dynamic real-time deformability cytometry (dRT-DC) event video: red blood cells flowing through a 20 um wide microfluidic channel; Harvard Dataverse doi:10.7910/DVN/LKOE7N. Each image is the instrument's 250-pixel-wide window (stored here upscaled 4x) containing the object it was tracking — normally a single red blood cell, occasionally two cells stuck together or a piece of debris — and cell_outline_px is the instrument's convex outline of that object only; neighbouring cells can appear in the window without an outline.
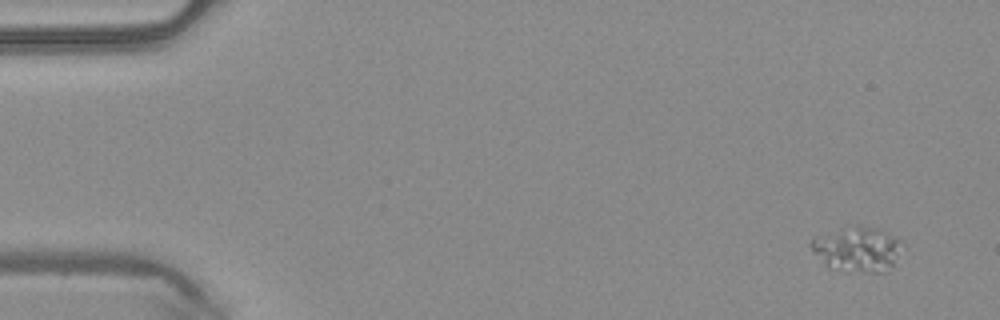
{"species": "common noctule bat (a hibernating species)", "species_latin": "Nyctalus noctula", "temperature_condition": "warm", "stored_images_in_passage": 4, "camera_frame_rate_fps": 3000, "um_per_image_px": 0.085, "animal": {"sex": "male", "body_mass_g": 20.4}, "frame": {"image": 1, "passage_image": 1, "time_ms": 0.0, "image_size_px": [1000, 320], "cell_outline_px": [[904, 244], [892, 264], [884, 272], [872, 272], [828, 268], [812, 248], [812, 236], [852, 224], [860, 224], [876, 228], [896, 236]], "centroid_in_image_um": [72.87, 21.12], "position_along_channel_um": 12.1, "area_um2": 23.81}}